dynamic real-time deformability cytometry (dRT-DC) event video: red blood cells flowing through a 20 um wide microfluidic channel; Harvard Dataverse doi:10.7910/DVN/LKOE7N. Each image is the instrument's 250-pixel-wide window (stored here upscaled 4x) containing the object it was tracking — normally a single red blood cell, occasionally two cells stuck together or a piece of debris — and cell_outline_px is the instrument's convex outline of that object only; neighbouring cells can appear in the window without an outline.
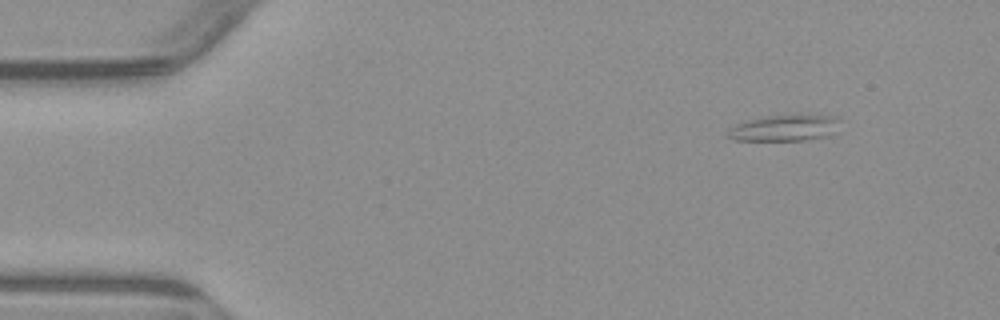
{"species": "common noctule bat (a hibernating species)", "species_latin": "Nyctalus noctula", "temperature_condition": "warm", "stored_images_in_passage": 4, "camera_frame_rate_fps": 3000, "um_per_image_px": 0.085, "animal": {"sex": "male", "body_mass_g": 23.1, "forearm_length_mm": 52.7}, "frame": {"image": 1, "passage_image": 2, "time_ms": 1.0, "image_size_px": [1000, 320], "cell_outline_px": [[840, 120], [836, 132], [828, 136], [804, 140], [736, 140], [724, 136], [736, 124], [744, 120], [768, 116], [836, 116]], "centroid_in_image_um": [66.68, 10.89], "position_along_channel_um": 18.3, "area_um2": 16.88}}
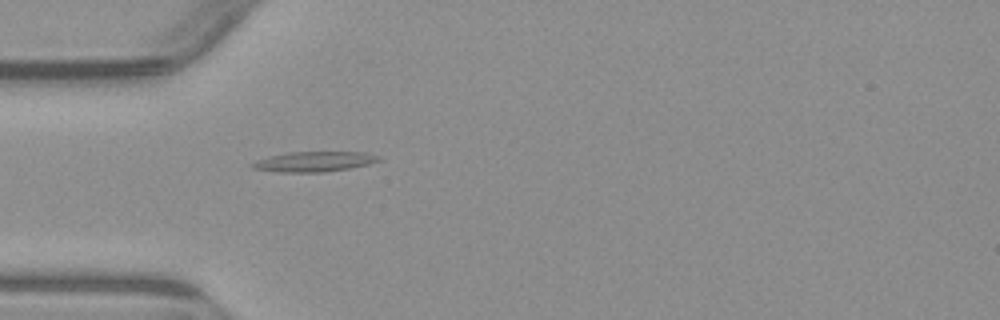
{"frame": {"image": 2, "passage_image": 4, "time_ms": 4.333, "image_size_px": [1000, 320], "cell_outline_px": [[384, 160], [368, 164], [348, 168], [324, 172], [280, 172], [252, 168], [248, 164], [256, 160], [268, 156], [288, 152], [364, 152], [380, 156]], "centroid_in_image_um": [26.69, 13.73], "position_along_channel_um": 58.3, "area_um2": 14.91}}